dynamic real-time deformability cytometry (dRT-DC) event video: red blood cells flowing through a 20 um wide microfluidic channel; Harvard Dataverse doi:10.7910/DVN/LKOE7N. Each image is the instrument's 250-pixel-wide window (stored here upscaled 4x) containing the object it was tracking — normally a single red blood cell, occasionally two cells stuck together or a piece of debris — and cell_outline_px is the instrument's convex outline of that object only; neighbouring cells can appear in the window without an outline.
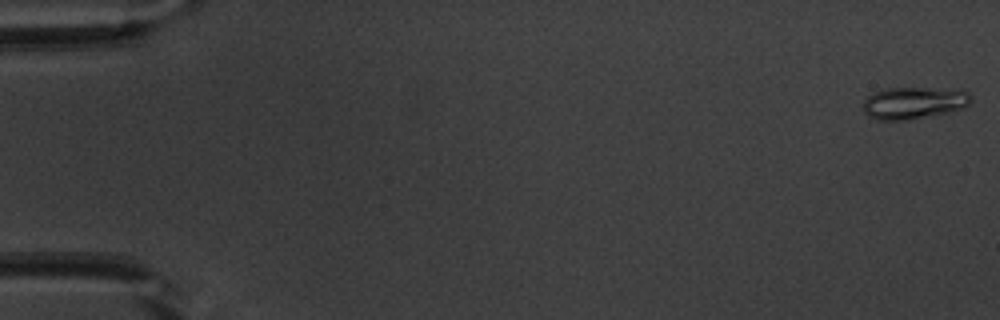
{"species": "common noctule bat (a hibernating species)", "species_latin": "Nyctalus noctula", "temperature_condition": "warm", "stored_images_in_passage": 52, "camera_frame_rate_fps": 3000, "um_per_image_px": 0.085, "animal": {"sex": "male", "body_mass_g": 20.1, "forearm_length_mm": 53.5}, "frame": {"image": 1, "passage_image": 1, "time_ms": 0.0, "image_size_px": [1000, 320], "cell_outline_px": [[972, 100], [968, 104], [960, 108], [948, 112], [904, 120], [876, 120], [868, 116], [864, 112], [864, 100], [872, 92], [884, 88], [960, 88], [968, 92], [972, 96]], "centroid_in_image_um": [77.67, 8.72], "position_along_channel_um": 7.3, "area_um2": 20.29}}
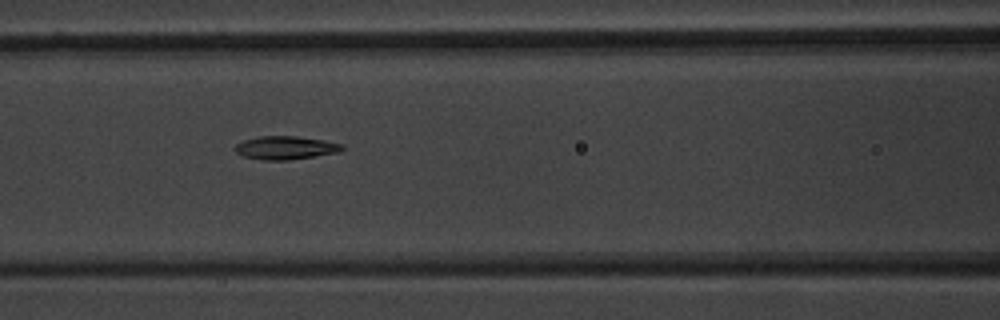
{"frame": {"image": 2, "passage_image": 23, "time_ms": 7.333, "image_size_px": [1000, 320], "cell_outline_px": [[344, 148], [340, 152], [288, 160], [264, 160], [244, 156], [236, 152], [236, 144], [244, 140], [256, 136], [296, 136], [324, 140], [340, 144]], "centroid_in_image_um": [24.26, 12.55], "position_along_channel_um": 142.3, "area_um2": 14.39}}
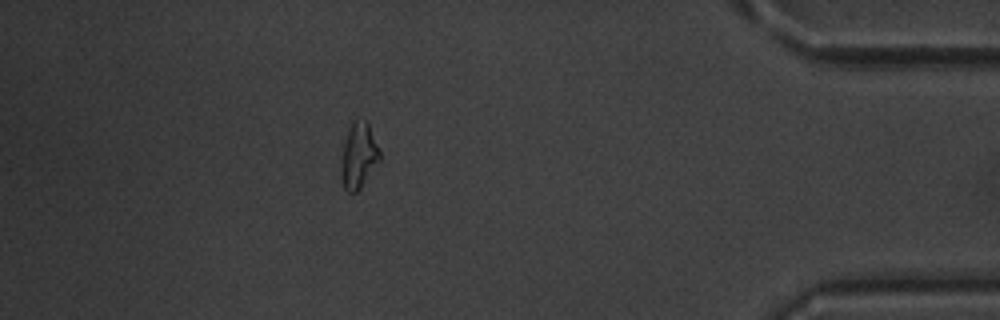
{"frame": {"image": 3, "passage_image": 46, "time_ms": 15.0, "image_size_px": [1000, 320], "cell_outline_px": [[380, 160], [360, 188], [356, 192], [348, 192], [344, 188], [340, 180], [340, 160], [348, 128], [352, 120], [364, 120], [368, 124], [380, 152]], "centroid_in_image_um": [30.44, 13.26], "position_along_channel_um": 404.8, "area_um2": 14.74}, "authors_computed_cell_mechanics": {"area_um2": 14.5945, "velocity_mm_per_s": 3.9675, "shape_relaxation_time_tau1_ms": 5.9296, "shape_relaxation_time_tau2_ms": 4.2945, "deformation_change_tau1": 0.183, "deformation_change_tau2": 0.122}}